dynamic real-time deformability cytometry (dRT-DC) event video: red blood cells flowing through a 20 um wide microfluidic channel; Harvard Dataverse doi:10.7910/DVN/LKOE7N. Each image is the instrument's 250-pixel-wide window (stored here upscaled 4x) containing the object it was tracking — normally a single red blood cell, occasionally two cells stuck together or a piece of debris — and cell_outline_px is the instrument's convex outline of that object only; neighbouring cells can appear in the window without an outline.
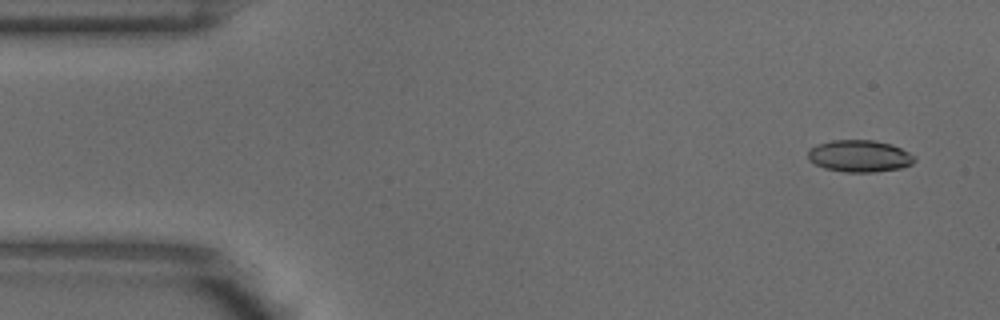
{"species": "common noctule bat (a hibernating species)", "species_latin": "Nyctalus noctula", "temperature_condition": "warm", "stored_images_in_passage": 5, "segment_of_instrument_passage": [1, 2], "camera_frame_rate_fps": 3000, "um_per_image_px": 0.085, "animal": {"sex": "male", "body_mass_g": 18.8}, "frame": {"image": 1, "passage_image": 1, "time_ms": 0.0, "image_size_px": [1000, 320], "cell_outline_px": [[916, 160], [912, 164], [900, 168], [872, 172], [844, 172], [824, 168], [808, 160], [808, 148], [816, 144], [832, 140], [872, 140], [892, 144], [916, 156]], "centroid_in_image_um": [73.04, 13.26], "position_along_channel_um": 12.0, "area_um2": 19.94}}